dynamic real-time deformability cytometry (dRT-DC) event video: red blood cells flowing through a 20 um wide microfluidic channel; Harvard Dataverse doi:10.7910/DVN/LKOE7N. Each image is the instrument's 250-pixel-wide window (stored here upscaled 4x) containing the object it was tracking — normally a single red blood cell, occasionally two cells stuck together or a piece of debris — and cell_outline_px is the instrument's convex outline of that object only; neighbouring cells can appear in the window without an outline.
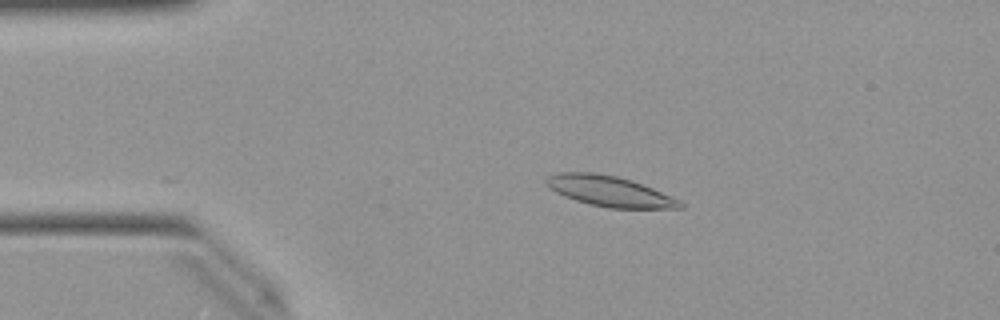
{"species": "Egyptian fruit bat (a non-hibernating species)", "species_latin": "Rousettus aegyptiacus", "temperature_condition": "warm", "stored_images_in_passage": 11, "camera_frame_rate_fps": 3000, "um_per_image_px": 0.085, "animal": {"sex": "female"}, "frame": {"image": 1, "passage_image": 2, "time_ms": 0.333, "image_size_px": [1000, 320], "cell_outline_px": [[684, 208], [608, 208], [588, 204], [564, 196], [556, 192], [544, 180], [548, 176], [556, 172], [592, 172], [616, 176], [632, 180], [652, 188], [680, 200], [684, 204]], "centroid_in_image_um": [51.81, 16.25], "position_along_channel_um": 33.2, "area_um2": 23.64}}
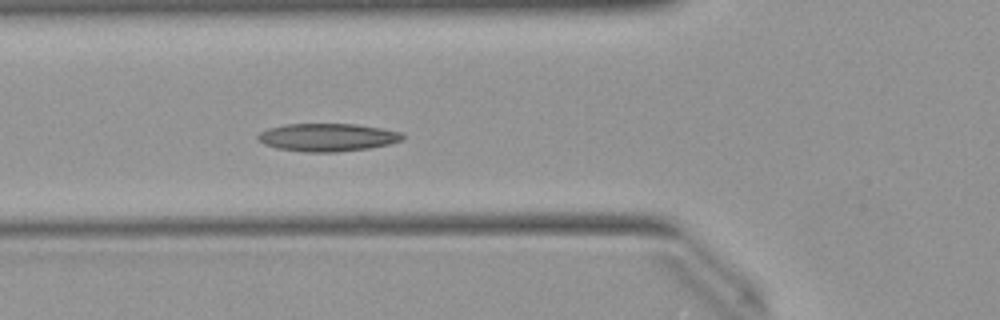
{"frame": {"image": 2, "passage_image": 10, "time_ms": 3.0, "image_size_px": [1000, 320], "cell_outline_px": [[404, 140], [388, 144], [368, 148], [336, 152], [304, 152], [276, 148], [264, 144], [256, 140], [256, 136], [260, 132], [268, 128], [288, 124], [356, 124], [380, 128], [400, 132], [404, 136]], "centroid_in_image_um": [27.8, 11.68], "position_along_channel_um": 98.0, "area_um2": 23.52}}